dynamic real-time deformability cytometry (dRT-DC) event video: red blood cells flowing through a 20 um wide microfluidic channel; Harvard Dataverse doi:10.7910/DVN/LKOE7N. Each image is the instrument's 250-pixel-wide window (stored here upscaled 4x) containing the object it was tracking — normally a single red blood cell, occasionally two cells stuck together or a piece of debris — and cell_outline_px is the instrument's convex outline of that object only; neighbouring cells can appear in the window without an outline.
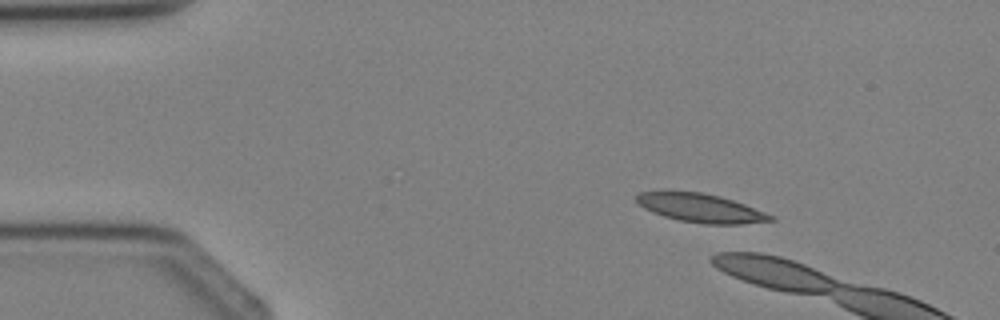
{"species": "Egyptian fruit bat (a non-hibernating species)", "species_latin": "Rousettus aegyptiacus", "temperature_condition": "cold", "stored_images_in_passage": 5, "camera_frame_rate_fps": 3000, "um_per_image_px": 0.085, "animal": {"sex": "female"}, "frame": {"image": 1, "passage_image": 1, "time_ms": 0.0, "image_size_px": [1000, 320], "cell_outline_px": [[776, 220], [740, 224], [704, 224], [680, 220], [664, 216], [652, 212], [644, 208], [636, 200], [636, 196], [640, 192], [664, 188], [704, 192], [720, 196], [744, 204], [776, 216]], "centroid_in_image_um": [59.51, 17.63], "position_along_channel_um": 25.5, "area_um2": 23.06}}
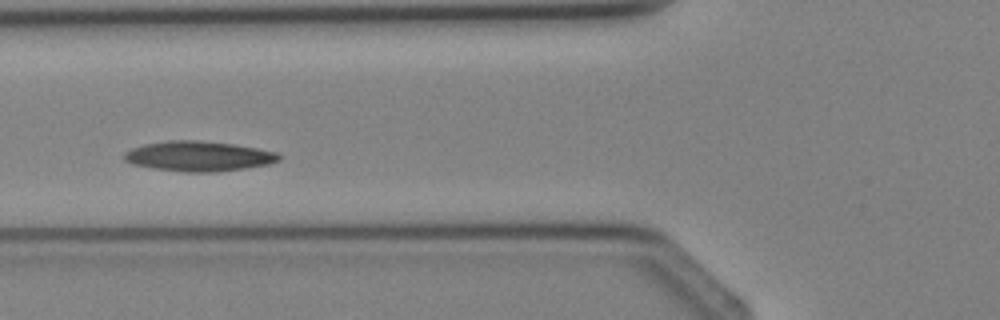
{"frame": {"image": 2, "passage_image": 5, "time_ms": 4.667, "image_size_px": [1000, 320], "cell_outline_px": [[280, 160], [268, 164], [244, 168], [216, 172], [184, 172], [152, 168], [132, 164], [124, 160], [124, 152], [132, 148], [144, 144], [168, 140], [200, 140], [232, 144], [256, 148], [276, 152], [280, 156]], "centroid_in_image_um": [16.84, 13.27], "position_along_channel_um": 109.0, "area_um2": 27.05}}